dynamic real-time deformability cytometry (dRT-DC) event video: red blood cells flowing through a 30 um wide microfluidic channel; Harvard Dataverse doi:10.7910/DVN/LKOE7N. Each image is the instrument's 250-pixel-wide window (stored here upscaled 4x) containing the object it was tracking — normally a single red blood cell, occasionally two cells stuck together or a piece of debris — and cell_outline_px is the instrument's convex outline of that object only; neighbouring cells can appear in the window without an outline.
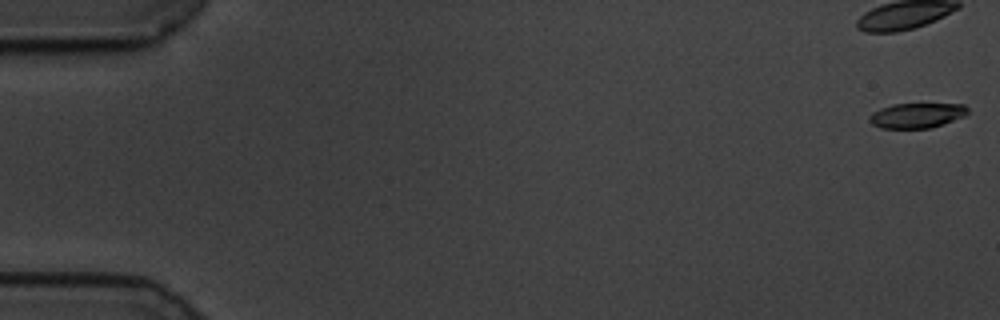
{"species": "common noctule bat (a hibernating species)", "species_latin": "Nyctalus noctula", "temperature_condition": "cold", "stored_images_in_passage": 59, "camera_frame_rate_fps": 3000, "um_per_image_px": 0.085, "animal": {"sex": "male", "body_mass_g": 19.5, "forearm_length_mm": 54.6}, "frame": {"image": 1, "passage_image": 1, "time_ms": 0.0, "image_size_px": [1000, 320], "cell_outline_px": [[968, 112], [964, 116], [932, 128], [880, 128], [872, 124], [868, 120], [868, 116], [872, 112], [880, 108], [892, 104], [964, 104], [968, 108]], "centroid_in_image_um": [77.89, 9.81], "position_along_channel_um": 7.1, "area_um2": 14.39}}